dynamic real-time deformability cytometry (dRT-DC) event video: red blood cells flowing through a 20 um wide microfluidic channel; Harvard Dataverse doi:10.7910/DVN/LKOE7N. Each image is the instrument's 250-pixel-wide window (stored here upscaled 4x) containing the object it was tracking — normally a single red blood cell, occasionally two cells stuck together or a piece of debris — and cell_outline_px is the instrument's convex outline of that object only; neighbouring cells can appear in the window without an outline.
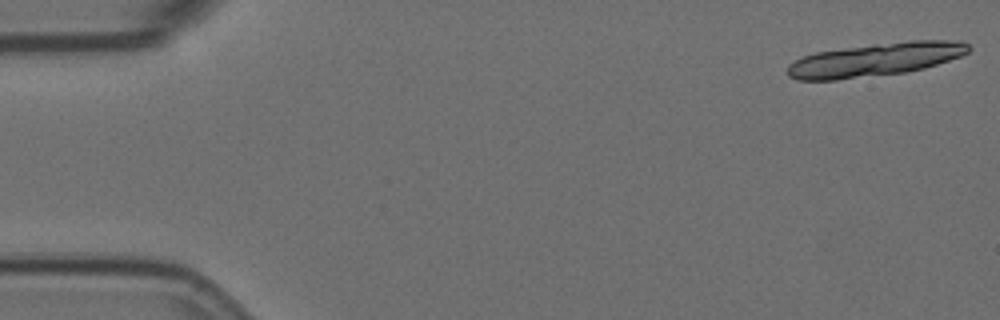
{"species": "Egyptian fruit bat (a non-hibernating species)", "species_latin": "Rousettus aegyptiacus", "temperature_condition": "room temperature", "stored_images_in_passage": 8, "camera_frame_rate_fps": 3000, "um_per_image_px": 0.085, "animal": {"sex": "female"}, "frame": {"image": 1, "passage_image": 1, "time_ms": 0.0, "image_size_px": [1000, 320], "cell_outline_px": [[972, 48], [968, 52], [960, 56], [924, 68], [904, 72], [836, 80], [796, 80], [788, 76], [788, 64], [804, 56], [816, 52], [872, 44], [908, 40], [960, 40], [968, 44]], "centroid_in_image_um": [74.41, 5.06], "position_along_channel_um": 10.6, "area_um2": 35.03}}
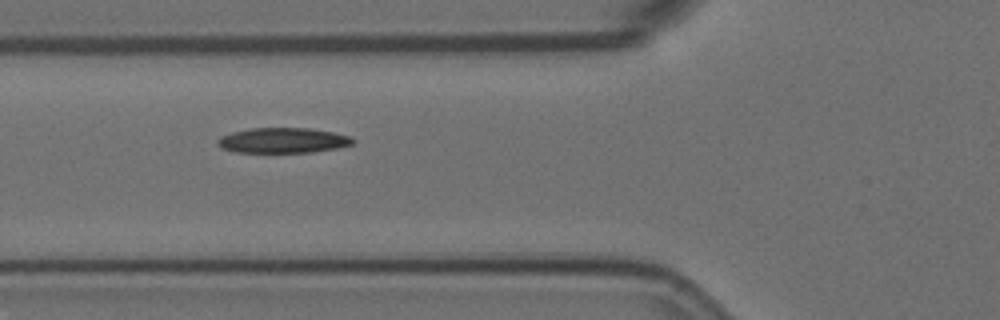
{"frame": {"image": 2, "passage_image": 7, "time_ms": 2.0, "image_size_px": [1000, 320], "cell_outline_px": [[356, 140], [352, 144], [336, 148], [312, 152], [236, 152], [220, 148], [216, 144], [216, 140], [220, 136], [232, 132], [252, 128], [312, 128], [352, 136]], "centroid_in_image_um": [24.03, 11.93], "position_along_channel_um": 101.8, "area_um2": 20.0}}
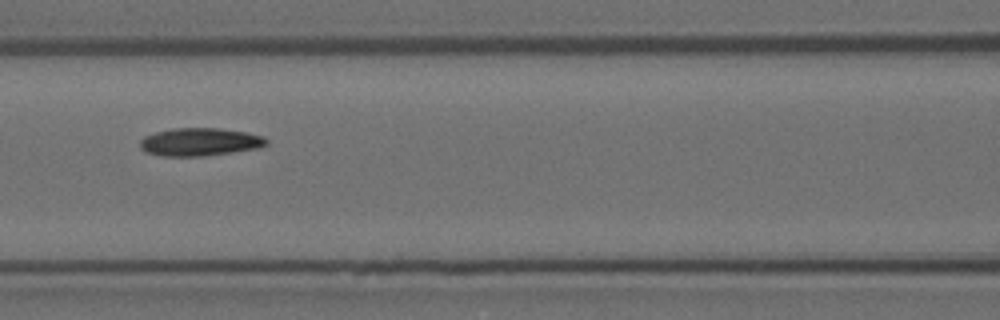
{"frame": {"image": 3, "passage_image": 8, "time_ms": 2.333, "image_size_px": [1000, 320], "cell_outline_px": [[268, 144], [260, 148], [204, 156], [164, 156], [144, 152], [140, 148], [140, 140], [144, 136], [156, 132], [172, 128], [220, 128], [248, 132], [264, 136], [268, 140]], "centroid_in_image_um": [17.01, 12.06], "position_along_channel_um": 149.6, "area_um2": 20.81}}